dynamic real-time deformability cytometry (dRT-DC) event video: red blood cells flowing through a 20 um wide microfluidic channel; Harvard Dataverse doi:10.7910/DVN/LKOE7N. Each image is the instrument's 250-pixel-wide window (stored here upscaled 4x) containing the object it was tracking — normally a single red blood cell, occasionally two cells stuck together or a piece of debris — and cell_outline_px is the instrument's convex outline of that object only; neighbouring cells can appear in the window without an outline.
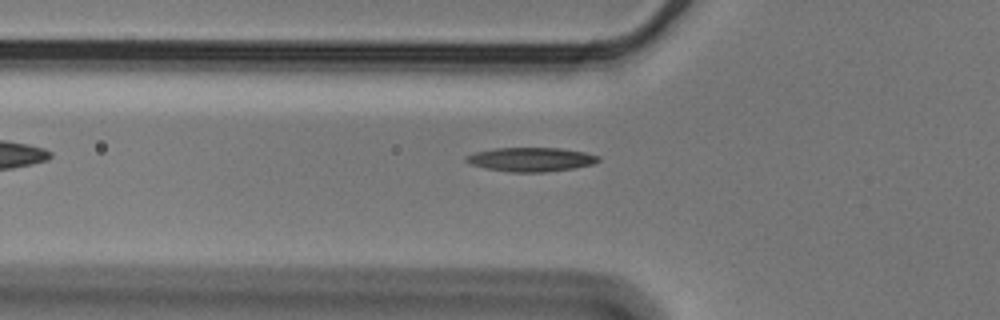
{"species": "Egyptian fruit bat (a non-hibernating species)", "species_latin": "Rousettus aegyptiacus", "temperature_condition": "cold", "stored_images_in_passage": 40, "camera_frame_rate_fps": 3000, "um_per_image_px": 0.085, "animal": {"sex": "male"}, "frame": {"image": 1, "passage_image": 2, "time_ms": 0.333, "image_size_px": [1000, 320], "cell_outline_px": [[600, 160], [592, 164], [572, 168], [544, 172], [512, 172], [484, 168], [472, 164], [464, 160], [464, 156], [476, 152], [496, 148], [560, 148], [584, 152], [600, 156]], "centroid_in_image_um": [45.11, 13.55], "position_along_channel_um": 80.7, "area_um2": 18.38}}
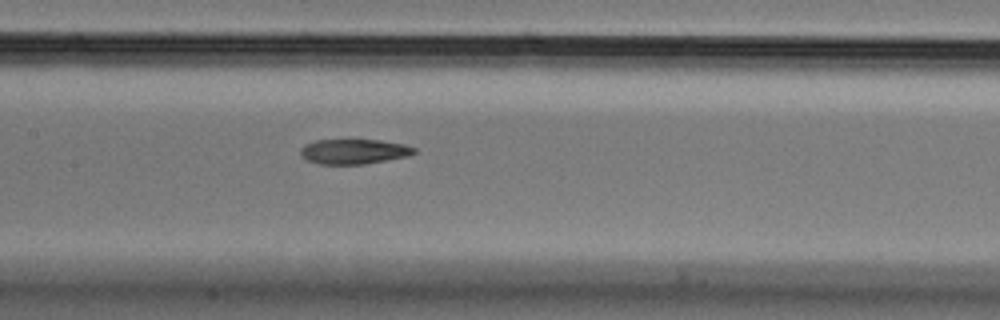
{"frame": {"image": 2, "passage_image": 10, "time_ms": 3.0, "image_size_px": [1000, 320], "cell_outline_px": [[416, 152], [408, 156], [364, 164], [320, 164], [308, 160], [300, 152], [300, 148], [304, 144], [316, 140], [380, 140], [404, 144], [416, 148]], "centroid_in_image_um": [30.09, 12.87], "position_along_channel_um": 177.3, "area_um2": 16.42}}
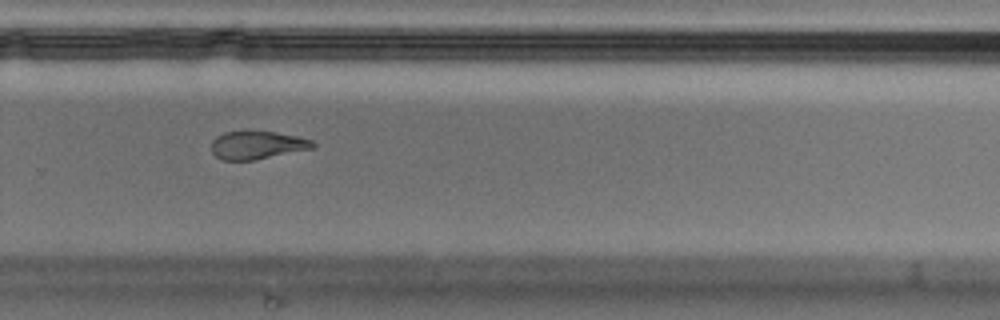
{"frame": {"image": 3, "passage_image": 21, "time_ms": 6.667, "image_size_px": [1000, 320], "cell_outline_px": [[316, 148], [256, 160], [224, 160], [216, 156], [212, 152], [212, 140], [216, 136], [224, 132], [276, 132], [296, 136], [312, 140], [316, 144]], "centroid_in_image_um": [21.9, 12.35], "position_along_channel_um": 307.9, "area_um2": 16.59}}